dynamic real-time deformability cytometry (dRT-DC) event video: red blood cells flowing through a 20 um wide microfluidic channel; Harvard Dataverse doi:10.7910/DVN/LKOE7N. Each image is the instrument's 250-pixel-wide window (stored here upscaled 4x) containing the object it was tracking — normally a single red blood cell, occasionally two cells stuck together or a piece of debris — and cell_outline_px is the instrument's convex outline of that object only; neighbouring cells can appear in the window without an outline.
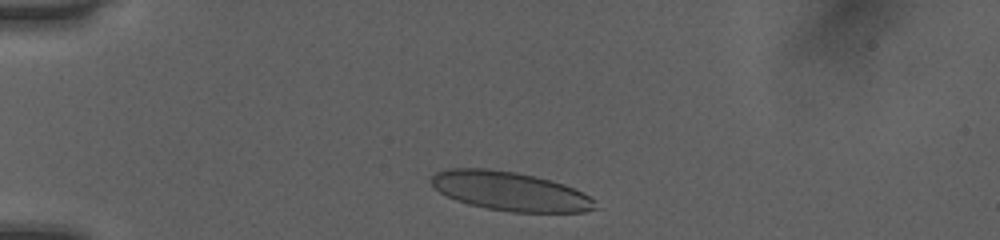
{"species": "human", "species_latin": "Homo sapiens", "temperature_condition": "room temperature", "stored_images_in_passage": 35, "camera_frame_rate_fps": 3000, "um_per_image_px": 0.085, "donor": {"sex": "female"}, "frame": {"image": 1, "passage_image": 3, "time_ms": 0.667, "image_size_px": [1000, 240], "cell_outline_px": [[600, 208], [584, 212], [512, 212], [488, 208], [468, 204], [456, 200], [440, 192], [428, 180], [436, 172], [448, 168], [488, 168], [516, 172], [536, 176], [564, 184], [596, 200]], "centroid_in_image_um": [43.37, 16.25], "position_along_channel_um": 41.6, "area_um2": 37.34}}
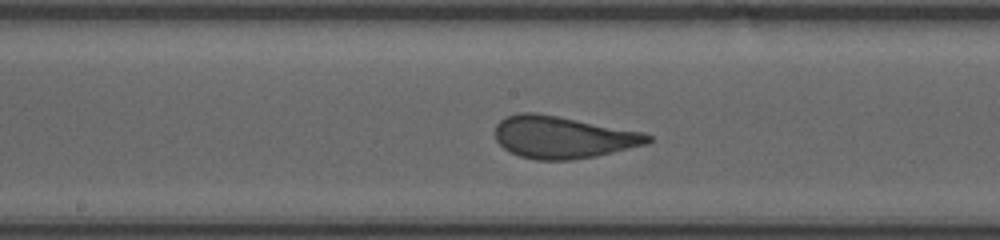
{"frame": {"image": 2, "passage_image": 18, "time_ms": 5.667, "image_size_px": [1000, 240], "cell_outline_px": [[656, 140], [648, 144], [596, 156], [572, 160], [536, 160], [520, 156], [504, 148], [496, 140], [492, 132], [496, 124], [500, 120], [508, 116], [520, 112], [532, 112], [556, 116], [644, 132], [652, 136]], "centroid_in_image_um": [47.85, 11.67], "position_along_channel_um": 200.3, "area_um2": 37.69}}
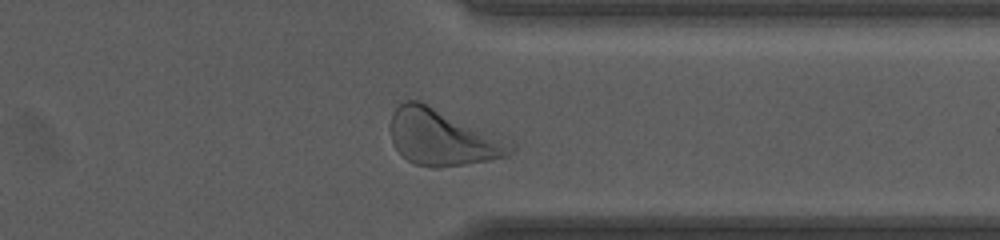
{"frame": {"image": 3, "passage_image": 31, "time_ms": 10.0, "image_size_px": [1000, 240], "cell_outline_px": [[516, 148], [508, 156], [488, 160], [464, 164], [436, 168], [432, 168], [416, 164], [408, 160], [392, 144], [392, 112], [404, 100], [420, 100], [512, 140], [516, 144]], "centroid_in_image_um": [37.68, 11.67], "position_along_channel_um": 373.7, "area_um2": 39.65}, "authors_computed_cell_mechanics": {"area_um2": 37.4544, "velocity_mm_per_s": 4.0228, "shape_relaxation_time_tau1_ms": 4.5958, "shape_relaxation_time_tau2_ms": null, "deformation_change_tau1": 0.1927, "deformation_change_tau2": null}}